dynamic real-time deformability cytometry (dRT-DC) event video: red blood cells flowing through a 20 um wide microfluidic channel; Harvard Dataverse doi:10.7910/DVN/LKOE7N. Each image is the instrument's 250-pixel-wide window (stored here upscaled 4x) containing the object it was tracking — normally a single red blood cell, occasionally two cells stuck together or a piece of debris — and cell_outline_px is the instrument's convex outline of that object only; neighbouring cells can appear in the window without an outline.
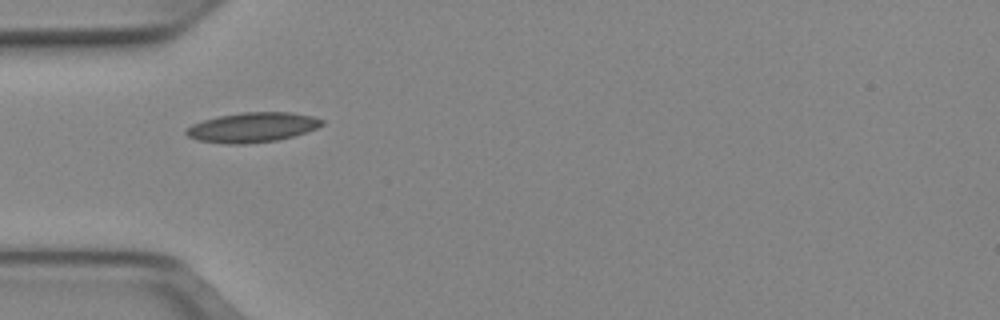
{"species": "Egyptian fruit bat (a non-hibernating species)", "species_latin": "Rousettus aegyptiacus", "temperature_condition": "cold", "stored_images_in_passage": 36, "camera_frame_rate_fps": 3000, "um_per_image_px": 0.085, "animal": {"sex": "female"}, "frame": {"image": 1, "passage_image": 1, "time_ms": 0.0, "image_size_px": [1000, 320], "cell_outline_px": [[324, 124], [316, 128], [292, 136], [276, 140], [244, 144], [228, 144], [200, 140], [188, 136], [184, 132], [184, 128], [192, 124], [204, 120], [220, 116], [240, 112], [292, 112], [312, 116], [324, 120]], "centroid_in_image_um": [21.44, 10.81], "position_along_channel_um": 63.6, "area_um2": 23.41}}
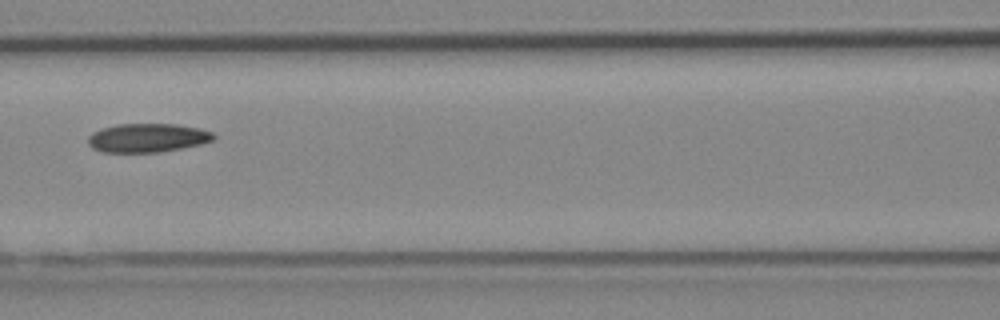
{"frame": {"image": 2, "passage_image": 8, "time_ms": 2.333, "image_size_px": [1000, 320], "cell_outline_px": [[216, 136], [212, 140], [200, 144], [160, 152], [104, 152], [92, 148], [88, 144], [88, 136], [92, 132], [116, 124], [176, 124], [200, 128], [212, 132]], "centroid_in_image_um": [12.52, 11.71], "position_along_channel_um": 154.1, "area_um2": 20.98}}
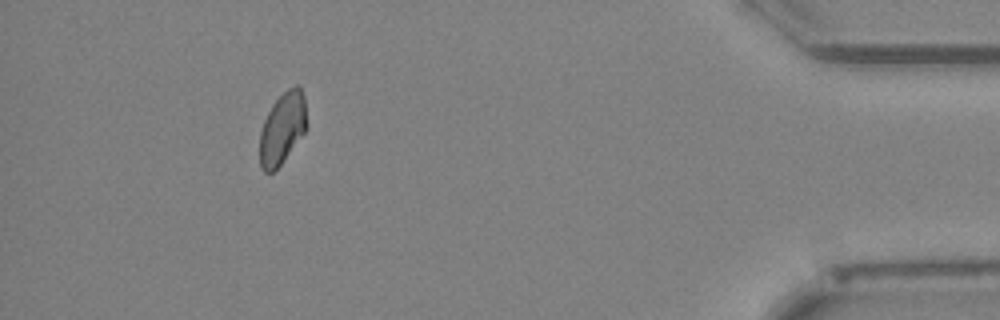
{"frame": {"image": 3, "passage_image": 32, "time_ms": 10.333, "image_size_px": [1000, 320], "cell_outline_px": [[308, 128], [280, 164], [272, 172], [264, 172], [260, 168], [260, 132], [264, 120], [272, 104], [288, 88], [296, 84], [300, 84], [304, 96], [308, 124]], "centroid_in_image_um": [24.03, 10.87], "position_along_channel_um": 411.2, "area_um2": 19.71}}